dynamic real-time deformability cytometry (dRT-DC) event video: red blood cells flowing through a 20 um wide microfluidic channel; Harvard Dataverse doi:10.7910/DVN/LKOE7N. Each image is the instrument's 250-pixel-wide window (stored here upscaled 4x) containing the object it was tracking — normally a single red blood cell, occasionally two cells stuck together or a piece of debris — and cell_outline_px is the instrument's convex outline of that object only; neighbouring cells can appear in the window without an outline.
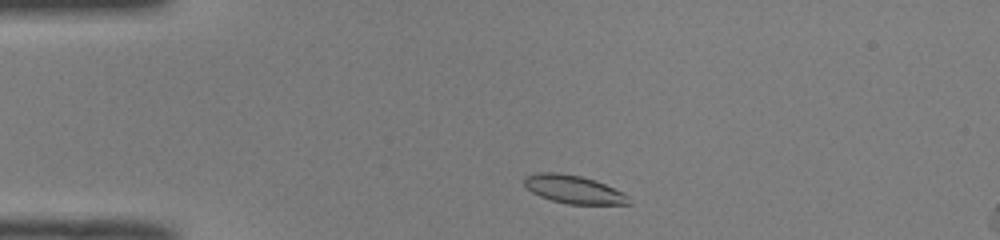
{"species": "common noctule bat (a hibernating species)", "species_latin": "Nyctalus noctula", "temperature_condition": "room temperature", "stored_images_in_passage": 4, "camera_frame_rate_fps": 3000, "um_per_image_px": 0.085, "animal": {"sex": "male", "body_mass_g": 19.0, "forearm_length_mm": 50.8}, "frame": {"image": 1, "passage_image": 2, "time_ms": 0.333, "image_size_px": [1000, 240], "cell_outline_px": [[632, 204], [568, 204], [552, 200], [540, 196], [532, 192], [524, 184], [524, 176], [536, 172], [556, 172], [580, 176], [604, 184], [628, 196]], "centroid_in_image_um": [48.71, 16.09], "position_along_channel_um": 36.3, "area_um2": 16.88}}